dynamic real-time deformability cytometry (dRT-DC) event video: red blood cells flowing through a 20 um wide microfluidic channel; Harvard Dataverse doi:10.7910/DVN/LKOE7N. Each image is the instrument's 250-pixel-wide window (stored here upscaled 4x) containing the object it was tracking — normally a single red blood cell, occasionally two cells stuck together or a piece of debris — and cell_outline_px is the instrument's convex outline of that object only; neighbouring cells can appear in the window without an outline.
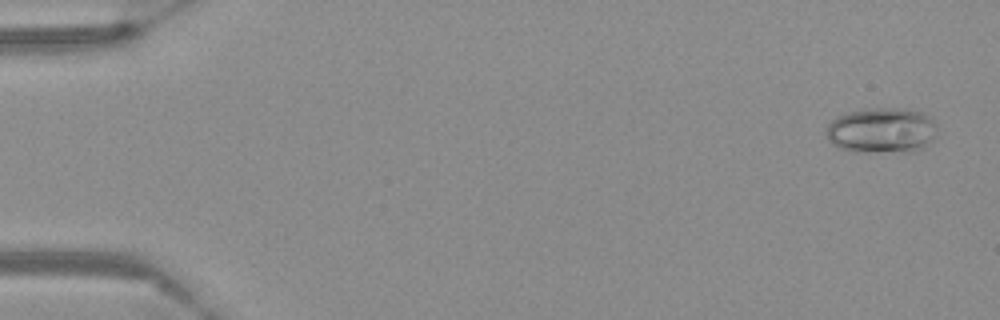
{"species": "Egyptian fruit bat (a non-hibernating species)", "species_latin": "Rousettus aegyptiacus", "temperature_condition": "warm", "stored_images_in_passage": 57, "camera_frame_rate_fps": 3000, "um_per_image_px": 0.085, "frame": {"image": 1, "passage_image": 3, "time_ms": 0.667, "image_size_px": [1000, 320], "cell_outline_px": [[936, 136], [924, 148], [912, 152], [856, 152], [840, 148], [832, 144], [828, 140], [828, 124], [836, 116], [848, 112], [872, 108], [900, 108], [920, 112], [928, 116], [936, 124]], "centroid_in_image_um": [74.96, 11.1], "position_along_channel_um": 10.0, "area_um2": 29.54}}
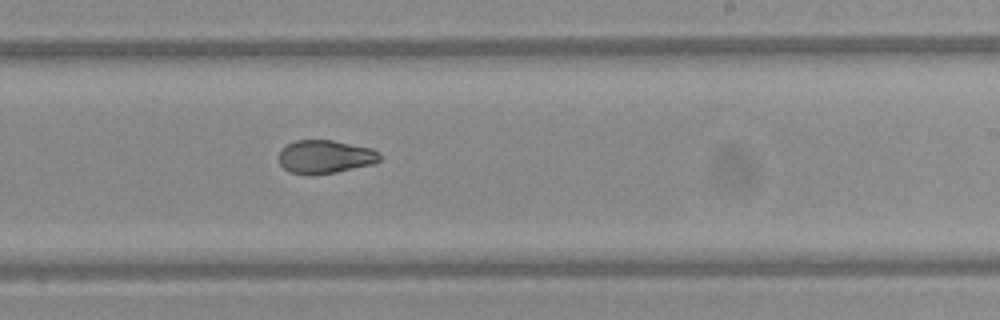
{"frame": {"image": 2, "passage_image": 36, "time_ms": 11.667, "image_size_px": [1000, 320], "cell_outline_px": [[380, 160], [372, 164], [336, 172], [312, 176], [308, 176], [288, 172], [280, 164], [276, 156], [288, 144], [296, 140], [332, 140], [372, 148], [380, 152]], "centroid_in_image_um": [27.61, 13.34], "position_along_channel_um": 261.4, "area_um2": 19.88}}
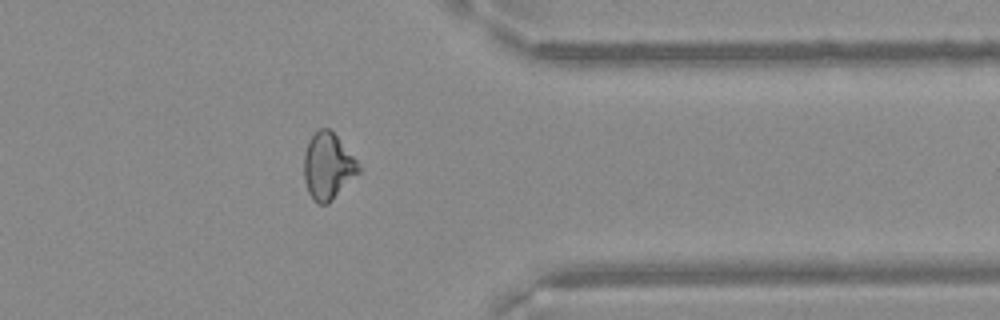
{"frame": {"image": 3, "passage_image": 47, "time_ms": 15.333, "image_size_px": [1000, 320], "cell_outline_px": [[360, 172], [328, 204], [320, 204], [312, 200], [308, 192], [304, 180], [304, 152], [308, 140], [320, 128], [328, 128], [336, 136], [356, 160], [360, 168]], "centroid_in_image_um": [27.84, 14.15], "position_along_channel_um": 383.6, "area_um2": 20.98}}